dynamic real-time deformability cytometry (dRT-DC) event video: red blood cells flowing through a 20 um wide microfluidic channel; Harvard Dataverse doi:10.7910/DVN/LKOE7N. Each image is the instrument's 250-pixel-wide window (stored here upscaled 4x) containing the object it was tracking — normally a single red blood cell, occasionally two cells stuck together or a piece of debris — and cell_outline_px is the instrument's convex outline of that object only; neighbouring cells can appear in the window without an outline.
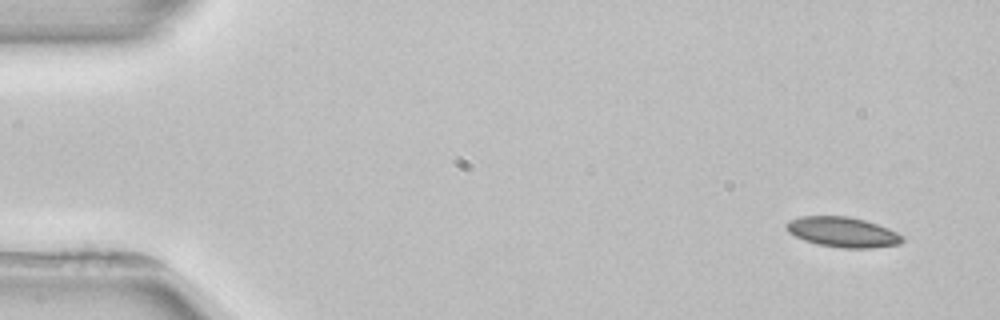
{"species": "common noctule bat (a hibernating species)", "species_latin": "Nyctalus noctula", "temperature_condition": "room temperature", "stored_images_in_passage": 4, "camera_frame_rate_fps": 3000, "um_per_image_px": 0.085, "animal": {"sex": "female", "body_mass_g": 22.7, "forearm_length_mm": 54.2}, "frame": {"image": 1, "passage_image": 1, "time_ms": 0.0, "image_size_px": [1000, 320], "cell_outline_px": [[904, 240], [900, 244], [872, 248], [840, 248], [816, 244], [804, 240], [788, 232], [784, 228], [784, 224], [788, 220], [800, 216], [848, 216], [864, 220], [888, 228], [904, 236]], "centroid_in_image_um": [71.6, 19.73], "position_along_channel_um": 13.4, "area_um2": 20.58}}
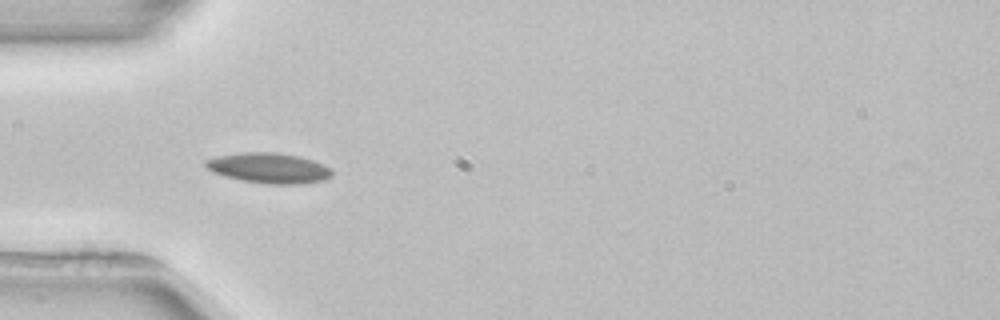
{"frame": {"image": 2, "passage_image": 4, "time_ms": 4.333, "image_size_px": [1000, 320], "cell_outline_px": [[332, 176], [324, 180], [300, 184], [268, 184], [240, 180], [224, 176], [212, 172], [204, 164], [204, 160], [216, 156], [240, 152], [276, 152], [300, 156], [324, 164], [332, 168]], "centroid_in_image_um": [22.86, 14.28], "position_along_channel_um": 62.1, "area_um2": 22.6}}